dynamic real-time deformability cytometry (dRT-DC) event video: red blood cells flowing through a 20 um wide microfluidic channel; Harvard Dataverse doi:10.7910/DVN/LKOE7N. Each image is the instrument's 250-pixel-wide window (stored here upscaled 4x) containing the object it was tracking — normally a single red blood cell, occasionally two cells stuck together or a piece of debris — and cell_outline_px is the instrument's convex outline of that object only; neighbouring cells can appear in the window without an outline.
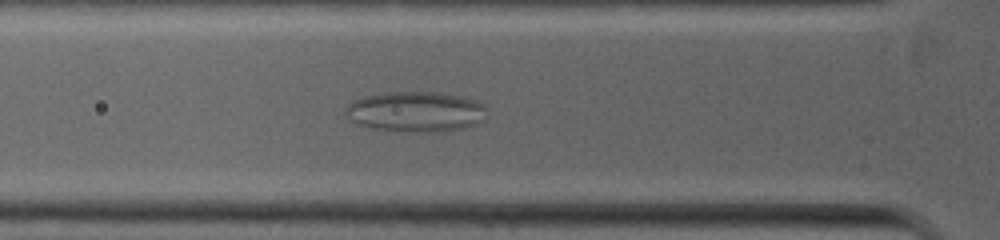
{"species": "common noctule bat (a hibernating species)", "species_latin": "Nyctalus noctula", "temperature_condition": "warm", "stored_images_in_passage": 67, "camera_frame_rate_fps": 5000, "um_per_image_px": 0.085, "animal": {"sex": "female", "body_mass_g": 19.0, "forearm_length_mm": 53.3}, "frame": {"image": 1, "passage_image": 16, "time_ms": 3.0, "image_size_px": [1000, 240], "cell_outline_px": [[488, 108], [484, 120], [476, 124], [464, 128], [444, 132], [416, 132], [368, 128], [356, 124], [344, 112], [344, 108], [352, 100], [364, 96], [388, 92], [432, 92], [468, 96], [484, 104]], "centroid_in_image_um": [35.37, 9.49], "position_along_channel_um": 90.4, "area_um2": 33.87}}
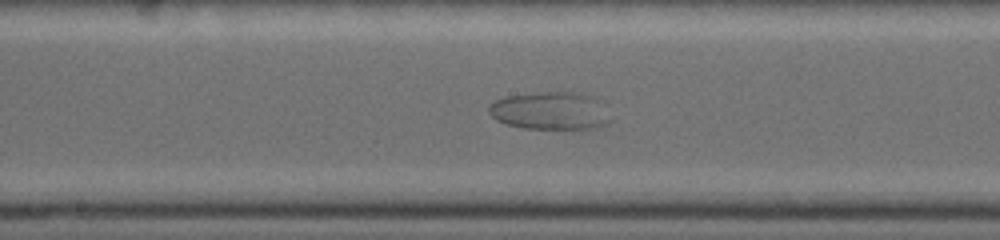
{"frame": {"image": 2, "passage_image": 28, "time_ms": 5.4, "image_size_px": [1000, 240], "cell_outline_px": [[612, 120], [608, 124], [600, 128], [520, 128], [504, 124], [496, 120], [488, 112], [488, 104], [504, 96], [544, 92], [580, 92], [608, 100]], "centroid_in_image_um": [46.9, 9.4], "position_along_channel_um": 201.3, "area_um2": 27.86}}
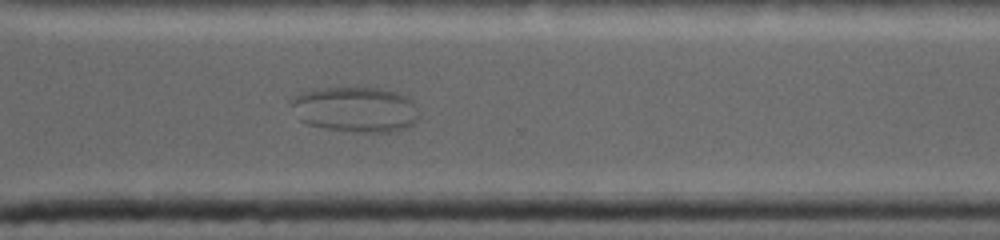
{"frame": {"image": 3, "passage_image": 43, "time_ms": 8.4, "image_size_px": [1000, 240], "cell_outline_px": [[420, 116], [412, 124], [404, 128], [392, 132], [360, 132], [328, 128], [308, 124], [300, 120], [288, 100], [300, 92], [324, 88], [376, 88], [400, 92], [408, 96], [412, 100], [420, 112]], "centroid_in_image_um": [30.24, 9.29], "position_along_channel_um": 340.4, "area_um2": 33.87}}